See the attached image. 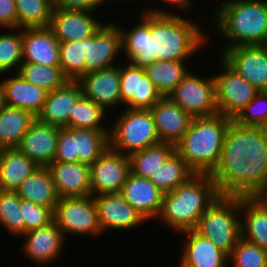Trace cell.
<instances>
[{
    "mask_svg": "<svg viewBox=\"0 0 267 267\" xmlns=\"http://www.w3.org/2000/svg\"><path fill=\"white\" fill-rule=\"evenodd\" d=\"M97 207L98 223L102 234L108 231L136 229L148 222L132 206L125 201L120 193L93 196Z\"/></svg>",
    "mask_w": 267,
    "mask_h": 267,
    "instance_id": "obj_18",
    "label": "cell"
},
{
    "mask_svg": "<svg viewBox=\"0 0 267 267\" xmlns=\"http://www.w3.org/2000/svg\"><path fill=\"white\" fill-rule=\"evenodd\" d=\"M105 21L96 12L53 9L48 27L59 42H68L93 36Z\"/></svg>",
    "mask_w": 267,
    "mask_h": 267,
    "instance_id": "obj_19",
    "label": "cell"
},
{
    "mask_svg": "<svg viewBox=\"0 0 267 267\" xmlns=\"http://www.w3.org/2000/svg\"><path fill=\"white\" fill-rule=\"evenodd\" d=\"M48 168L60 198L91 195L89 165L80 162L68 163L53 161Z\"/></svg>",
    "mask_w": 267,
    "mask_h": 267,
    "instance_id": "obj_26",
    "label": "cell"
},
{
    "mask_svg": "<svg viewBox=\"0 0 267 267\" xmlns=\"http://www.w3.org/2000/svg\"><path fill=\"white\" fill-rule=\"evenodd\" d=\"M174 151L175 145L161 142L130 154L131 173L150 179Z\"/></svg>",
    "mask_w": 267,
    "mask_h": 267,
    "instance_id": "obj_34",
    "label": "cell"
},
{
    "mask_svg": "<svg viewBox=\"0 0 267 267\" xmlns=\"http://www.w3.org/2000/svg\"><path fill=\"white\" fill-rule=\"evenodd\" d=\"M109 20L93 36L86 38L85 74L116 66L124 61L123 56H120L121 30L115 21Z\"/></svg>",
    "mask_w": 267,
    "mask_h": 267,
    "instance_id": "obj_13",
    "label": "cell"
},
{
    "mask_svg": "<svg viewBox=\"0 0 267 267\" xmlns=\"http://www.w3.org/2000/svg\"><path fill=\"white\" fill-rule=\"evenodd\" d=\"M194 230L229 254L241 238L240 197L219 196Z\"/></svg>",
    "mask_w": 267,
    "mask_h": 267,
    "instance_id": "obj_7",
    "label": "cell"
},
{
    "mask_svg": "<svg viewBox=\"0 0 267 267\" xmlns=\"http://www.w3.org/2000/svg\"><path fill=\"white\" fill-rule=\"evenodd\" d=\"M267 207V182L264 184L262 189L255 195Z\"/></svg>",
    "mask_w": 267,
    "mask_h": 267,
    "instance_id": "obj_47",
    "label": "cell"
},
{
    "mask_svg": "<svg viewBox=\"0 0 267 267\" xmlns=\"http://www.w3.org/2000/svg\"><path fill=\"white\" fill-rule=\"evenodd\" d=\"M17 28L48 27L52 16V0H15Z\"/></svg>",
    "mask_w": 267,
    "mask_h": 267,
    "instance_id": "obj_37",
    "label": "cell"
},
{
    "mask_svg": "<svg viewBox=\"0 0 267 267\" xmlns=\"http://www.w3.org/2000/svg\"><path fill=\"white\" fill-rule=\"evenodd\" d=\"M120 194L148 223L159 215L164 193L150 179L130 172Z\"/></svg>",
    "mask_w": 267,
    "mask_h": 267,
    "instance_id": "obj_22",
    "label": "cell"
},
{
    "mask_svg": "<svg viewBox=\"0 0 267 267\" xmlns=\"http://www.w3.org/2000/svg\"><path fill=\"white\" fill-rule=\"evenodd\" d=\"M59 44L49 27L23 28V62L60 67Z\"/></svg>",
    "mask_w": 267,
    "mask_h": 267,
    "instance_id": "obj_24",
    "label": "cell"
},
{
    "mask_svg": "<svg viewBox=\"0 0 267 267\" xmlns=\"http://www.w3.org/2000/svg\"><path fill=\"white\" fill-rule=\"evenodd\" d=\"M53 218L66 239L71 238V236L77 239L78 236L97 238L103 235L98 223L97 207L92 195L60 198L55 205Z\"/></svg>",
    "mask_w": 267,
    "mask_h": 267,
    "instance_id": "obj_9",
    "label": "cell"
},
{
    "mask_svg": "<svg viewBox=\"0 0 267 267\" xmlns=\"http://www.w3.org/2000/svg\"><path fill=\"white\" fill-rule=\"evenodd\" d=\"M24 238V239H23ZM20 254L39 267L55 264L62 258L69 240L66 239L62 230L53 221L49 225L22 234ZM61 257V258H60Z\"/></svg>",
    "mask_w": 267,
    "mask_h": 267,
    "instance_id": "obj_12",
    "label": "cell"
},
{
    "mask_svg": "<svg viewBox=\"0 0 267 267\" xmlns=\"http://www.w3.org/2000/svg\"><path fill=\"white\" fill-rule=\"evenodd\" d=\"M20 202L21 198L16 191L0 190V227L16 240L25 233Z\"/></svg>",
    "mask_w": 267,
    "mask_h": 267,
    "instance_id": "obj_38",
    "label": "cell"
},
{
    "mask_svg": "<svg viewBox=\"0 0 267 267\" xmlns=\"http://www.w3.org/2000/svg\"><path fill=\"white\" fill-rule=\"evenodd\" d=\"M109 123V147L130 154L161 143L150 109L123 108Z\"/></svg>",
    "mask_w": 267,
    "mask_h": 267,
    "instance_id": "obj_6",
    "label": "cell"
},
{
    "mask_svg": "<svg viewBox=\"0 0 267 267\" xmlns=\"http://www.w3.org/2000/svg\"><path fill=\"white\" fill-rule=\"evenodd\" d=\"M234 121L242 126L267 128V91H260Z\"/></svg>",
    "mask_w": 267,
    "mask_h": 267,
    "instance_id": "obj_42",
    "label": "cell"
},
{
    "mask_svg": "<svg viewBox=\"0 0 267 267\" xmlns=\"http://www.w3.org/2000/svg\"><path fill=\"white\" fill-rule=\"evenodd\" d=\"M82 95L101 106L107 113L120 111V64L82 75L77 80ZM115 109H118L115 110ZM112 110V111H111Z\"/></svg>",
    "mask_w": 267,
    "mask_h": 267,
    "instance_id": "obj_17",
    "label": "cell"
},
{
    "mask_svg": "<svg viewBox=\"0 0 267 267\" xmlns=\"http://www.w3.org/2000/svg\"><path fill=\"white\" fill-rule=\"evenodd\" d=\"M241 238L267 250V207L255 196H240Z\"/></svg>",
    "mask_w": 267,
    "mask_h": 267,
    "instance_id": "obj_28",
    "label": "cell"
},
{
    "mask_svg": "<svg viewBox=\"0 0 267 267\" xmlns=\"http://www.w3.org/2000/svg\"><path fill=\"white\" fill-rule=\"evenodd\" d=\"M160 142L176 145L188 130L193 119L167 96L159 99L150 109Z\"/></svg>",
    "mask_w": 267,
    "mask_h": 267,
    "instance_id": "obj_23",
    "label": "cell"
},
{
    "mask_svg": "<svg viewBox=\"0 0 267 267\" xmlns=\"http://www.w3.org/2000/svg\"><path fill=\"white\" fill-rule=\"evenodd\" d=\"M120 97L122 109H151L163 96L146 74L145 68L122 61Z\"/></svg>",
    "mask_w": 267,
    "mask_h": 267,
    "instance_id": "obj_15",
    "label": "cell"
},
{
    "mask_svg": "<svg viewBox=\"0 0 267 267\" xmlns=\"http://www.w3.org/2000/svg\"><path fill=\"white\" fill-rule=\"evenodd\" d=\"M109 147V130L61 128L53 161L91 166Z\"/></svg>",
    "mask_w": 267,
    "mask_h": 267,
    "instance_id": "obj_8",
    "label": "cell"
},
{
    "mask_svg": "<svg viewBox=\"0 0 267 267\" xmlns=\"http://www.w3.org/2000/svg\"><path fill=\"white\" fill-rule=\"evenodd\" d=\"M155 1L157 3H161L162 5L159 6L158 4H155L156 3ZM153 2L155 5L153 4ZM149 3H152L153 5L152 6L149 5ZM149 3H148L149 7H146V6L143 7L144 9L140 10V12L145 11V12L151 13V14H170V15L171 14H176V15L178 14L179 15L180 13H182L183 15H187L186 13H188V15H189V13L191 11H192L191 13L193 14V12H194L193 9L195 10L194 6H196L194 0H154V1L149 0ZM163 5H164V7L162 8L161 6H163ZM154 6H156V7H154ZM172 7L174 10L175 9L176 10L174 11L172 9ZM167 8H169L170 11Z\"/></svg>",
    "mask_w": 267,
    "mask_h": 267,
    "instance_id": "obj_44",
    "label": "cell"
},
{
    "mask_svg": "<svg viewBox=\"0 0 267 267\" xmlns=\"http://www.w3.org/2000/svg\"><path fill=\"white\" fill-rule=\"evenodd\" d=\"M232 267H267V250L240 238L228 256Z\"/></svg>",
    "mask_w": 267,
    "mask_h": 267,
    "instance_id": "obj_41",
    "label": "cell"
},
{
    "mask_svg": "<svg viewBox=\"0 0 267 267\" xmlns=\"http://www.w3.org/2000/svg\"><path fill=\"white\" fill-rule=\"evenodd\" d=\"M17 28L15 0H0V29Z\"/></svg>",
    "mask_w": 267,
    "mask_h": 267,
    "instance_id": "obj_46",
    "label": "cell"
},
{
    "mask_svg": "<svg viewBox=\"0 0 267 267\" xmlns=\"http://www.w3.org/2000/svg\"><path fill=\"white\" fill-rule=\"evenodd\" d=\"M61 128L39 121L31 123L16 149L40 167H48L54 160L58 133Z\"/></svg>",
    "mask_w": 267,
    "mask_h": 267,
    "instance_id": "obj_20",
    "label": "cell"
},
{
    "mask_svg": "<svg viewBox=\"0 0 267 267\" xmlns=\"http://www.w3.org/2000/svg\"><path fill=\"white\" fill-rule=\"evenodd\" d=\"M130 172L129 157L108 147L90 166L91 195L120 193Z\"/></svg>",
    "mask_w": 267,
    "mask_h": 267,
    "instance_id": "obj_14",
    "label": "cell"
},
{
    "mask_svg": "<svg viewBox=\"0 0 267 267\" xmlns=\"http://www.w3.org/2000/svg\"><path fill=\"white\" fill-rule=\"evenodd\" d=\"M217 60H220V69H216L217 74L215 72L213 74L217 109L221 115L234 120L260 91L233 70L220 56Z\"/></svg>",
    "mask_w": 267,
    "mask_h": 267,
    "instance_id": "obj_11",
    "label": "cell"
},
{
    "mask_svg": "<svg viewBox=\"0 0 267 267\" xmlns=\"http://www.w3.org/2000/svg\"><path fill=\"white\" fill-rule=\"evenodd\" d=\"M5 92H4V87L3 83L0 79V110H2L5 107Z\"/></svg>",
    "mask_w": 267,
    "mask_h": 267,
    "instance_id": "obj_49",
    "label": "cell"
},
{
    "mask_svg": "<svg viewBox=\"0 0 267 267\" xmlns=\"http://www.w3.org/2000/svg\"><path fill=\"white\" fill-rule=\"evenodd\" d=\"M38 167L16 148L0 149V190L16 191Z\"/></svg>",
    "mask_w": 267,
    "mask_h": 267,
    "instance_id": "obj_29",
    "label": "cell"
},
{
    "mask_svg": "<svg viewBox=\"0 0 267 267\" xmlns=\"http://www.w3.org/2000/svg\"><path fill=\"white\" fill-rule=\"evenodd\" d=\"M0 79L5 92V104L27 110L37 117L45 103L47 91L29 83L18 72L2 74Z\"/></svg>",
    "mask_w": 267,
    "mask_h": 267,
    "instance_id": "obj_27",
    "label": "cell"
},
{
    "mask_svg": "<svg viewBox=\"0 0 267 267\" xmlns=\"http://www.w3.org/2000/svg\"><path fill=\"white\" fill-rule=\"evenodd\" d=\"M179 260L188 267H229L226 252L215 246L209 239L195 230H185Z\"/></svg>",
    "mask_w": 267,
    "mask_h": 267,
    "instance_id": "obj_21",
    "label": "cell"
},
{
    "mask_svg": "<svg viewBox=\"0 0 267 267\" xmlns=\"http://www.w3.org/2000/svg\"><path fill=\"white\" fill-rule=\"evenodd\" d=\"M18 73L29 83L47 92L63 86L69 80L60 67H50L36 63L22 62Z\"/></svg>",
    "mask_w": 267,
    "mask_h": 267,
    "instance_id": "obj_39",
    "label": "cell"
},
{
    "mask_svg": "<svg viewBox=\"0 0 267 267\" xmlns=\"http://www.w3.org/2000/svg\"><path fill=\"white\" fill-rule=\"evenodd\" d=\"M107 114L101 106L82 95L74 103L72 112H69L68 128L109 130V125L105 123L107 121Z\"/></svg>",
    "mask_w": 267,
    "mask_h": 267,
    "instance_id": "obj_35",
    "label": "cell"
},
{
    "mask_svg": "<svg viewBox=\"0 0 267 267\" xmlns=\"http://www.w3.org/2000/svg\"><path fill=\"white\" fill-rule=\"evenodd\" d=\"M177 266H178V267H188V266L184 265L180 260H179V263H178Z\"/></svg>",
    "mask_w": 267,
    "mask_h": 267,
    "instance_id": "obj_50",
    "label": "cell"
},
{
    "mask_svg": "<svg viewBox=\"0 0 267 267\" xmlns=\"http://www.w3.org/2000/svg\"><path fill=\"white\" fill-rule=\"evenodd\" d=\"M190 70L167 97L193 118L218 114L215 80L210 75H200Z\"/></svg>",
    "mask_w": 267,
    "mask_h": 267,
    "instance_id": "obj_10",
    "label": "cell"
},
{
    "mask_svg": "<svg viewBox=\"0 0 267 267\" xmlns=\"http://www.w3.org/2000/svg\"><path fill=\"white\" fill-rule=\"evenodd\" d=\"M103 0H52L53 9L64 10H86L101 13L100 8L104 9Z\"/></svg>",
    "mask_w": 267,
    "mask_h": 267,
    "instance_id": "obj_45",
    "label": "cell"
},
{
    "mask_svg": "<svg viewBox=\"0 0 267 267\" xmlns=\"http://www.w3.org/2000/svg\"><path fill=\"white\" fill-rule=\"evenodd\" d=\"M138 12V22H132L131 28L116 23L122 34L121 55L127 63L146 68L155 61H190L210 44V20L205 16L206 13L202 16L199 14L195 20V12L193 16L190 15L192 18L182 14Z\"/></svg>",
    "mask_w": 267,
    "mask_h": 267,
    "instance_id": "obj_1",
    "label": "cell"
},
{
    "mask_svg": "<svg viewBox=\"0 0 267 267\" xmlns=\"http://www.w3.org/2000/svg\"><path fill=\"white\" fill-rule=\"evenodd\" d=\"M20 210H22V217L25 221V233L45 227L54 221L51 208L31 201L21 199Z\"/></svg>",
    "mask_w": 267,
    "mask_h": 267,
    "instance_id": "obj_43",
    "label": "cell"
},
{
    "mask_svg": "<svg viewBox=\"0 0 267 267\" xmlns=\"http://www.w3.org/2000/svg\"><path fill=\"white\" fill-rule=\"evenodd\" d=\"M116 1H118V2H116ZM120 1L122 2L121 5L124 4V2H125L126 4L128 3V5L130 4V6H131V3H132V4H133V3H134V4H135V3H136V4H139V3H138V1H139L140 4H141V2H142V5H143V2H144V1H145L144 3H148L149 0H103V2H104L105 5H107L108 3L112 4V3H114V2H115V3H119ZM130 2H131V3H130Z\"/></svg>",
    "mask_w": 267,
    "mask_h": 267,
    "instance_id": "obj_48",
    "label": "cell"
},
{
    "mask_svg": "<svg viewBox=\"0 0 267 267\" xmlns=\"http://www.w3.org/2000/svg\"><path fill=\"white\" fill-rule=\"evenodd\" d=\"M219 56L259 91H267V45L224 49Z\"/></svg>",
    "mask_w": 267,
    "mask_h": 267,
    "instance_id": "obj_16",
    "label": "cell"
},
{
    "mask_svg": "<svg viewBox=\"0 0 267 267\" xmlns=\"http://www.w3.org/2000/svg\"><path fill=\"white\" fill-rule=\"evenodd\" d=\"M82 96V88L77 80H68L63 86L47 92L45 103L37 119L43 123L68 128L69 112Z\"/></svg>",
    "mask_w": 267,
    "mask_h": 267,
    "instance_id": "obj_25",
    "label": "cell"
},
{
    "mask_svg": "<svg viewBox=\"0 0 267 267\" xmlns=\"http://www.w3.org/2000/svg\"><path fill=\"white\" fill-rule=\"evenodd\" d=\"M189 66H192L189 61H155L148 65L145 71L160 94L165 97L188 74L191 70Z\"/></svg>",
    "mask_w": 267,
    "mask_h": 267,
    "instance_id": "obj_32",
    "label": "cell"
},
{
    "mask_svg": "<svg viewBox=\"0 0 267 267\" xmlns=\"http://www.w3.org/2000/svg\"><path fill=\"white\" fill-rule=\"evenodd\" d=\"M195 174L185 160L174 151L165 163L153 173L150 181L165 194L172 192Z\"/></svg>",
    "mask_w": 267,
    "mask_h": 267,
    "instance_id": "obj_33",
    "label": "cell"
},
{
    "mask_svg": "<svg viewBox=\"0 0 267 267\" xmlns=\"http://www.w3.org/2000/svg\"><path fill=\"white\" fill-rule=\"evenodd\" d=\"M35 119L27 110L5 105L0 110V149L16 148Z\"/></svg>",
    "mask_w": 267,
    "mask_h": 267,
    "instance_id": "obj_31",
    "label": "cell"
},
{
    "mask_svg": "<svg viewBox=\"0 0 267 267\" xmlns=\"http://www.w3.org/2000/svg\"><path fill=\"white\" fill-rule=\"evenodd\" d=\"M22 62V29H0V75L18 72Z\"/></svg>",
    "mask_w": 267,
    "mask_h": 267,
    "instance_id": "obj_36",
    "label": "cell"
},
{
    "mask_svg": "<svg viewBox=\"0 0 267 267\" xmlns=\"http://www.w3.org/2000/svg\"><path fill=\"white\" fill-rule=\"evenodd\" d=\"M220 2L212 11L214 14L211 13L213 21L208 22L211 27L208 33L216 31V36L223 42L218 55L227 48L267 45V0Z\"/></svg>",
    "mask_w": 267,
    "mask_h": 267,
    "instance_id": "obj_3",
    "label": "cell"
},
{
    "mask_svg": "<svg viewBox=\"0 0 267 267\" xmlns=\"http://www.w3.org/2000/svg\"><path fill=\"white\" fill-rule=\"evenodd\" d=\"M210 174H195L172 192L165 193L158 220L177 234L194 230L204 212L219 197ZM167 226V227H166Z\"/></svg>",
    "mask_w": 267,
    "mask_h": 267,
    "instance_id": "obj_4",
    "label": "cell"
},
{
    "mask_svg": "<svg viewBox=\"0 0 267 267\" xmlns=\"http://www.w3.org/2000/svg\"><path fill=\"white\" fill-rule=\"evenodd\" d=\"M21 199L49 207L54 211L60 197L55 189L48 167H38L16 190Z\"/></svg>",
    "mask_w": 267,
    "mask_h": 267,
    "instance_id": "obj_30",
    "label": "cell"
},
{
    "mask_svg": "<svg viewBox=\"0 0 267 267\" xmlns=\"http://www.w3.org/2000/svg\"><path fill=\"white\" fill-rule=\"evenodd\" d=\"M86 38L60 42V68L69 80H78L85 74Z\"/></svg>",
    "mask_w": 267,
    "mask_h": 267,
    "instance_id": "obj_40",
    "label": "cell"
},
{
    "mask_svg": "<svg viewBox=\"0 0 267 267\" xmlns=\"http://www.w3.org/2000/svg\"><path fill=\"white\" fill-rule=\"evenodd\" d=\"M233 119L220 113L192 119L175 151L196 174H211L218 165L226 131Z\"/></svg>",
    "mask_w": 267,
    "mask_h": 267,
    "instance_id": "obj_5",
    "label": "cell"
},
{
    "mask_svg": "<svg viewBox=\"0 0 267 267\" xmlns=\"http://www.w3.org/2000/svg\"><path fill=\"white\" fill-rule=\"evenodd\" d=\"M210 175L220 196H255L267 182V128L232 120Z\"/></svg>",
    "mask_w": 267,
    "mask_h": 267,
    "instance_id": "obj_2",
    "label": "cell"
}]
</instances>
